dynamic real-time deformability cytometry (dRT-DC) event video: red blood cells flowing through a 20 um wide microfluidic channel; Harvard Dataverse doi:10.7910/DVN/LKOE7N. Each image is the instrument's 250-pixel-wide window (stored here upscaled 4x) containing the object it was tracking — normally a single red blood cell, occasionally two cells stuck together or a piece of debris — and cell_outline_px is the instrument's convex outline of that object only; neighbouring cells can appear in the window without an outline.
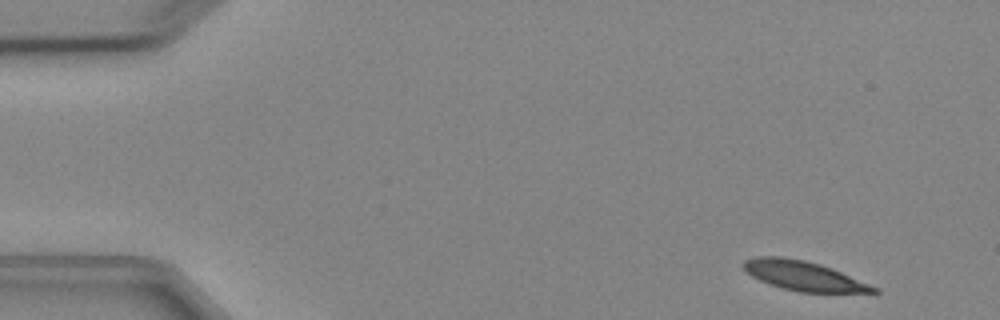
{"species": "Egyptian fruit bat (a non-hibernating species)", "species_latin": "Rousettus aegyptiacus", "temperature_condition": "cold", "stored_images_in_passage": 5, "camera_frame_rate_fps": 3000, "um_per_image_px": 0.085, "animal": {"sex": "female"}, "frame": {"image": 1, "passage_image": 1, "time_ms": 0.0, "image_size_px": [1000, 320], "cell_outline_px": [[880, 292], [800, 292], [780, 288], [768, 284], [752, 276], [744, 268], [744, 260], [756, 256], [784, 256], [804, 260], [820, 264], [832, 268], [880, 288]], "centroid_in_image_um": [68.31, 23.44], "position_along_channel_um": 16.7, "area_um2": 22.37}}